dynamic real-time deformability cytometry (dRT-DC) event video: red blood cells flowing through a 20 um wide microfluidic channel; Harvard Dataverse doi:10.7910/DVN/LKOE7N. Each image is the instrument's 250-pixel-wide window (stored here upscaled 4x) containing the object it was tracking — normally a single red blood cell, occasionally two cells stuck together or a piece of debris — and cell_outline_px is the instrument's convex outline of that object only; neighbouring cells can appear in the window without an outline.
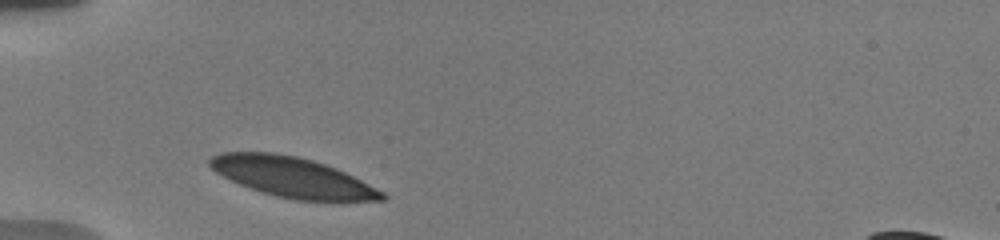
{"species": "human", "species_latin": "Homo sapiens", "temperature_condition": "warm", "stored_images_in_passage": 16, "camera_frame_rate_fps": 3000, "um_per_image_px": 0.085, "donor": {"sex": "male"}, "frame": {"image": 1, "passage_image": 1, "time_ms": 0.0, "image_size_px": [1000, 240], "cell_outline_px": [[388, 196], [384, 200], [296, 200], [276, 196], [240, 184], [216, 172], [208, 164], [208, 160], [212, 156], [220, 152], [272, 152], [296, 156], [312, 160], [336, 168], [384, 192]], "centroid_in_image_um": [24.83, 15.04], "position_along_channel_um": 60.2, "area_um2": 39.48}}
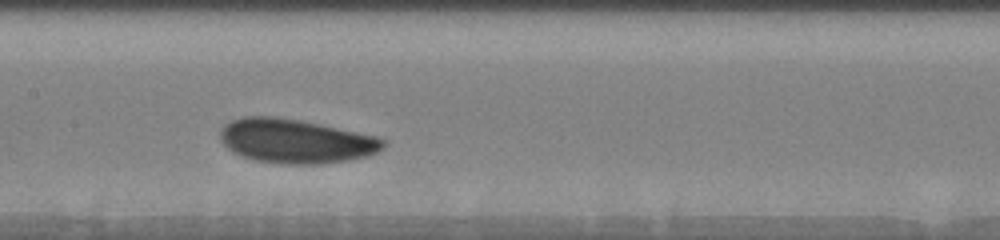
{"frame": {"image": 2, "passage_image": 6, "time_ms": 3.667, "image_size_px": [1000, 240], "cell_outline_px": [[384, 148], [368, 156], [348, 160], [320, 164], [280, 164], [252, 160], [240, 156], [232, 152], [220, 140], [220, 128], [224, 124], [232, 120], [244, 116], [276, 116], [300, 120], [320, 124], [376, 136], [384, 140]], "centroid_in_image_um": [25.08, 12.0], "position_along_channel_um": 182.3, "area_um2": 42.19}}
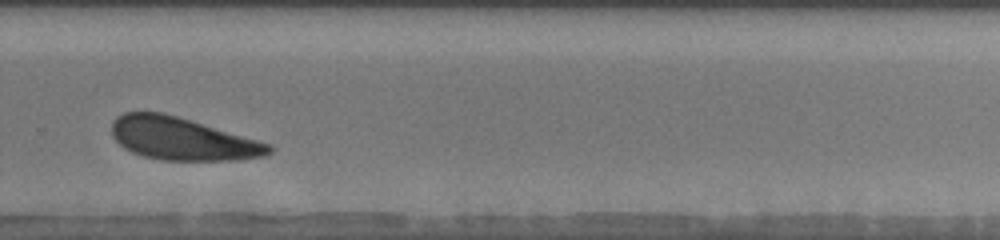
{"frame": {"image": 3, "passage_image": 15, "time_ms": 7.333, "image_size_px": [1000, 240], "cell_outline_px": [[276, 148], [272, 152], [264, 156], [240, 160], [160, 160], [144, 156], [132, 152], [124, 148], [112, 136], [112, 120], [116, 116], [124, 112], [164, 112], [260, 140], [272, 144]], "centroid_in_image_um": [15.53, 11.79], "position_along_channel_um": 314.3, "area_um2": 39.42}}